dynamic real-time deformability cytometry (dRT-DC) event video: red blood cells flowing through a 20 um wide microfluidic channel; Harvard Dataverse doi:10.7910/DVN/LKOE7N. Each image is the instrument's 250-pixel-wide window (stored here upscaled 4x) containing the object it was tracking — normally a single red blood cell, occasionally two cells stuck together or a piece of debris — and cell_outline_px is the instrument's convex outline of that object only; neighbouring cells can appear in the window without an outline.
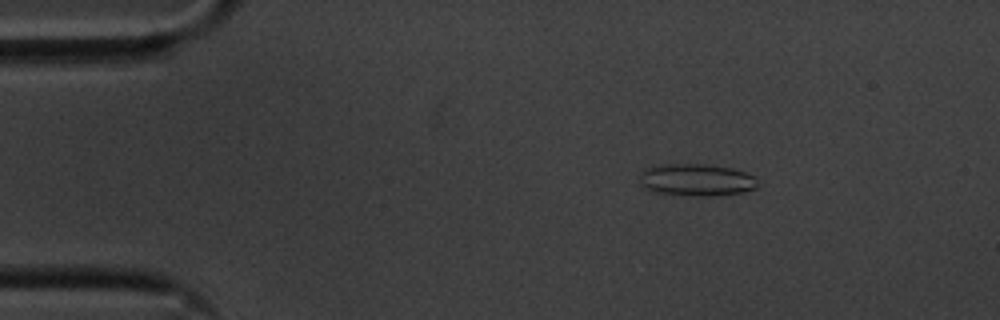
{"species": "common noctule bat (a hibernating species)", "species_latin": "Nyctalus noctula", "temperature_condition": "cold", "stored_images_in_passage": 56, "camera_frame_rate_fps": 3000, "um_per_image_px": 0.085, "animal": {"sex": "male", "body_mass_g": 20.1, "forearm_length_mm": 53.5}, "frame": {"image": 1, "passage_image": 9, "time_ms": 2.667, "image_size_px": [1000, 320], "cell_outline_px": [[756, 188], [744, 192], [712, 196], [692, 196], [652, 192], [644, 188], [640, 184], [640, 176], [644, 168], [664, 164], [704, 164], [732, 168], [744, 172], [752, 176], [756, 180]], "centroid_in_image_um": [59.15, 15.3], "position_along_channel_um": 25.9, "area_um2": 22.2}}
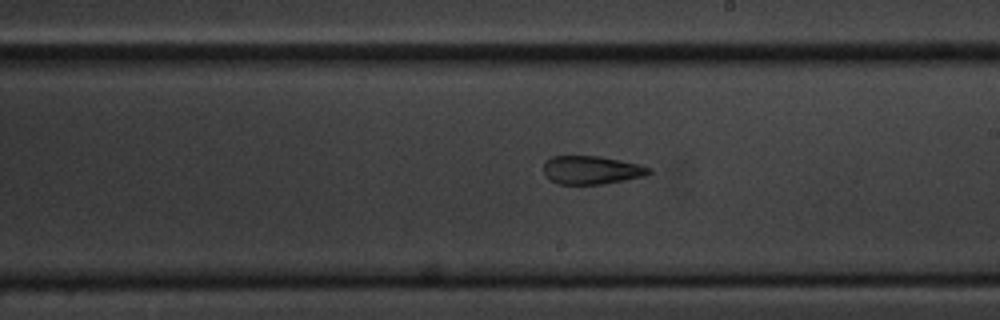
{"frame": {"image": 2, "passage_image": 32, "time_ms": 10.333, "image_size_px": [1000, 320], "cell_outline_px": [[652, 172], [648, 176], [604, 184], [560, 184], [548, 180], [544, 176], [544, 164], [552, 156], [600, 156], [640, 164], [652, 168]], "centroid_in_image_um": [50.32, 14.46], "position_along_channel_um": 238.7, "area_um2": 17.69}}
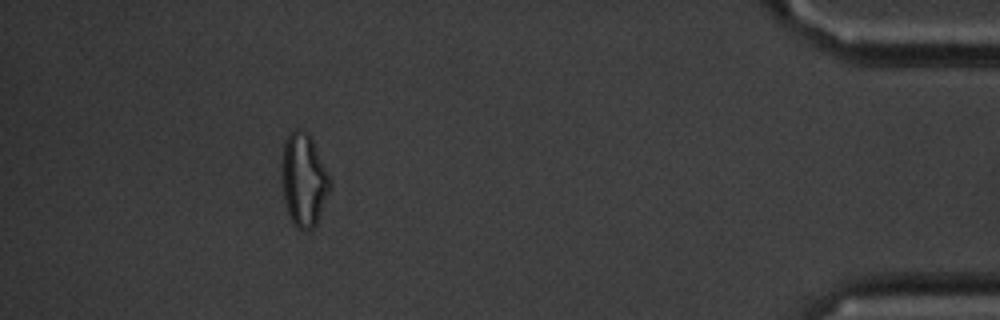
{"frame": {"image": 3, "passage_image": 51, "time_ms": 16.667, "image_size_px": [1000, 320], "cell_outline_px": [[332, 184], [316, 224], [308, 232], [304, 232], [296, 228], [292, 224], [284, 200], [284, 144], [288, 136], [296, 128], [300, 128], [308, 132], [312, 140]], "centroid_in_image_um": [25.85, 15.35], "position_along_channel_um": 409.4, "area_um2": 25.32}, "authors_computed_cell_mechanics": {"area_um2": 20.5768, "velocity_mm_per_s": 3.5722, "shape_relaxation_time_tau1_ms": null, "shape_relaxation_time_tau2_ms": 2.6278, "deformation_change_tau1": null, "deformation_change_tau2": 0.1156}}